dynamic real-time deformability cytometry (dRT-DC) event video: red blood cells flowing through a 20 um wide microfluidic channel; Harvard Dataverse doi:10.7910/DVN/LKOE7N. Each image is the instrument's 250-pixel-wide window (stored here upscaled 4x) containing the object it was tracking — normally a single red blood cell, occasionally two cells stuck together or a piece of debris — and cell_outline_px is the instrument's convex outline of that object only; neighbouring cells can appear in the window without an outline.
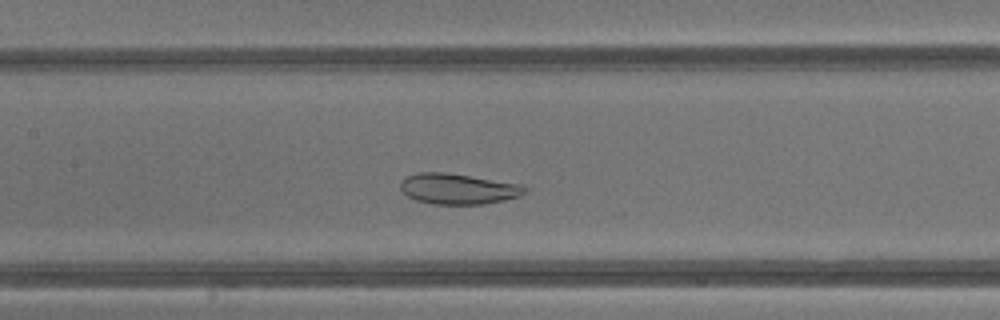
{"species": "common noctule bat (a hibernating species)", "species_latin": "Nyctalus noctula", "temperature_condition": "warm", "stored_images_in_passage": 37, "camera_frame_rate_fps": 3000, "um_per_image_px": 0.085, "animal": {"sex": "male", "body_mass_g": 13.3}, "frame": {"image": 1, "passage_image": 15, "time_ms": 4.667, "image_size_px": [1000, 320], "cell_outline_px": [[528, 192], [520, 196], [504, 200], [484, 204], [432, 204], [416, 200], [408, 196], [400, 188], [400, 180], [404, 176], [416, 172], [448, 172], [520, 184], [528, 188]], "centroid_in_image_um": [38.92, 16.04], "position_along_channel_um": 168.5, "area_um2": 22.48}}
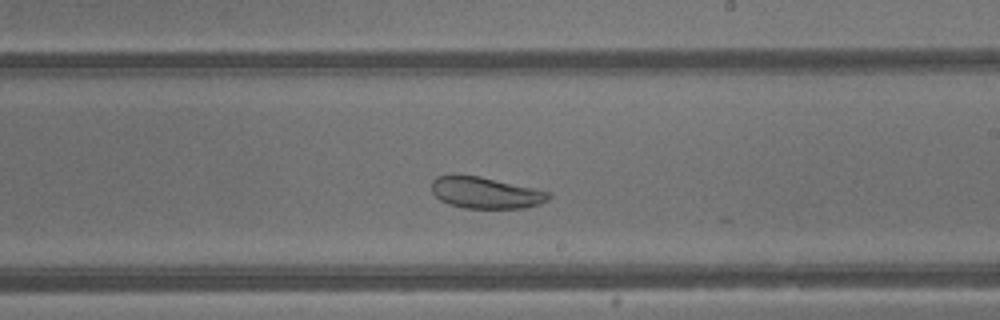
{"frame": {"image": 2, "passage_image": 20, "time_ms": 6.333, "image_size_px": [1000, 320], "cell_outline_px": [[552, 196], [548, 200], [540, 204], [524, 208], [464, 208], [448, 204], [440, 200], [432, 192], [432, 180], [436, 176], [480, 176], [552, 192]], "centroid_in_image_um": [41.32, 16.4], "position_along_channel_um": 247.7, "area_um2": 21.39}}
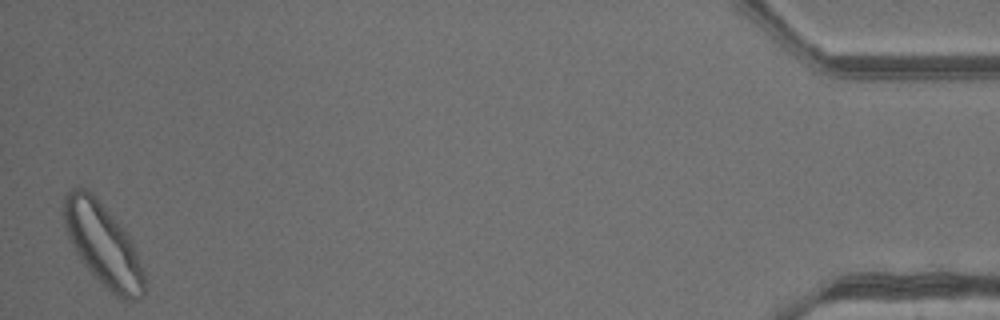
{"frame": {"image": 3, "passage_image": 37, "time_ms": 12.0, "image_size_px": [1000, 320], "cell_outline_px": [[144, 296], [140, 300], [120, 300], [84, 264], [76, 252], [68, 236], [60, 212], [64, 196], [72, 188], [84, 188], [92, 192], [96, 196], [124, 228], [136, 252], [144, 272]], "centroid_in_image_um": [8.73, 20.75], "position_along_channel_um": 426.5, "area_um2": 38.55}, "authors_computed_cell_mechanics": {"area_um2": 29.0156, "velocity_mm_per_s": 4.7767, "shape_relaxation_time_tau1_ms": 3.2788, "shape_relaxation_time_tau2_ms": null, "deformation_change_tau1": 0.066, "deformation_change_tau2": null}}